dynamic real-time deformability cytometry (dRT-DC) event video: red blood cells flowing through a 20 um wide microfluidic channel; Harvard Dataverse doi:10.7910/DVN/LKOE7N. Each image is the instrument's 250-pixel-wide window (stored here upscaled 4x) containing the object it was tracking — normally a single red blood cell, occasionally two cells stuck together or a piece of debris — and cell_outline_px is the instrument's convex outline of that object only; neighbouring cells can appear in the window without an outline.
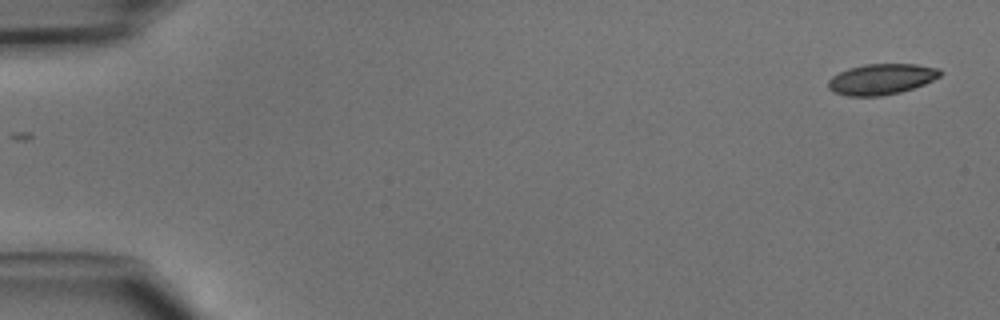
{"species": "common noctule bat (a hibernating species)", "species_latin": "Nyctalus noctula", "temperature_condition": "cold", "stored_images_in_passage": 10, "camera_frame_rate_fps": 3000, "um_per_image_px": 0.085, "animal": {"sex": "male", "body_mass_g": 15.6}, "frame": {"image": 1, "passage_image": 1, "time_ms": 0.0, "image_size_px": [1000, 320], "cell_outline_px": [[944, 72], [940, 76], [924, 84], [900, 92], [880, 96], [848, 96], [832, 92], [828, 88], [828, 80], [832, 76], [848, 68], [864, 64], [916, 64], [940, 68]], "centroid_in_image_um": [74.92, 6.72], "position_along_channel_um": 10.1, "area_um2": 20.17}}